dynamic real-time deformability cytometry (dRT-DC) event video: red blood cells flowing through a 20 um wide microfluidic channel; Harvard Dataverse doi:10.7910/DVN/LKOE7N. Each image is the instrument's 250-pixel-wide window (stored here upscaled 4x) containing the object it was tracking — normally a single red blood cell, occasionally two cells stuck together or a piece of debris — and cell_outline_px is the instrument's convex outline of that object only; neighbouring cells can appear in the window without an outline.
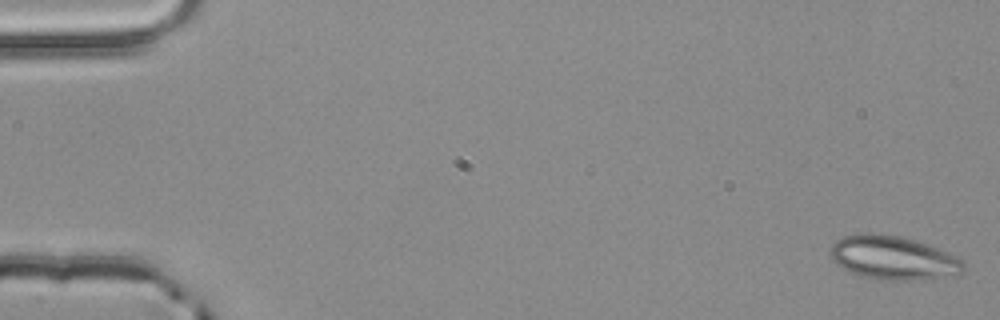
{"species": "common noctule bat (a hibernating species)", "species_latin": "Nyctalus noctula", "temperature_condition": "room temperature", "stored_images_in_passage": 4, "camera_frame_rate_fps": 3000, "um_per_image_px": 0.085, "animal": {"sex": "male", "body_mass_g": 20.4}, "frame": {"image": 1, "passage_image": 1, "time_ms": 0.0, "image_size_px": [1000, 320], "cell_outline_px": [[964, 272], [956, 276], [920, 280], [876, 280], [860, 276], [836, 264], [832, 260], [828, 252], [832, 244], [836, 240], [844, 236], [860, 232], [876, 232], [900, 236], [928, 244], [956, 256], [964, 260]], "centroid_in_image_um": [75.92, 21.91], "position_along_channel_um": 9.1, "area_um2": 34.68}}